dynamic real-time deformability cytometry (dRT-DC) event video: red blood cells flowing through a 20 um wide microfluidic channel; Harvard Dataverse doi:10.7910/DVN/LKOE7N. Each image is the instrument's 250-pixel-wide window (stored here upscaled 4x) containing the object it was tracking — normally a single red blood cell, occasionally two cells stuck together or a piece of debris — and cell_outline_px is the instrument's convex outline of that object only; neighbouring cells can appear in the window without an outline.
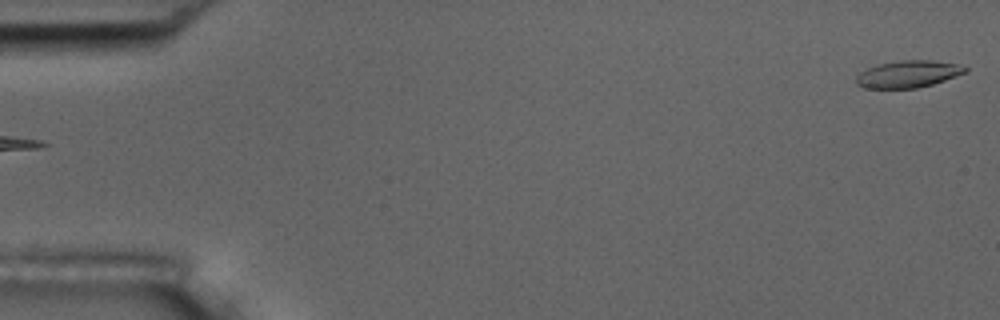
{"species": "common noctule bat (a hibernating species)", "species_latin": "Nyctalus noctula", "temperature_condition": "room temperature", "stored_images_in_passage": 5, "segment_of_instrument_passage": [2, 2], "camera_frame_rate_fps": 3000, "um_per_image_px": 0.085, "animal": {"sex": "male", "body_mass_g": 17.5, "forearm_length_mm": 52.3}, "frame": {"image": 1, "passage_image": 5, "time_ms": 5.333, "image_size_px": [1000, 320], "cell_outline_px": [[968, 72], [932, 84], [916, 88], [864, 88], [856, 84], [856, 76], [860, 72], [876, 64], [900, 60], [932, 60], [956, 64], [968, 68]], "centroid_in_image_um": [77.17, 6.29], "position_along_channel_um": 7.8, "area_um2": 17.17}}